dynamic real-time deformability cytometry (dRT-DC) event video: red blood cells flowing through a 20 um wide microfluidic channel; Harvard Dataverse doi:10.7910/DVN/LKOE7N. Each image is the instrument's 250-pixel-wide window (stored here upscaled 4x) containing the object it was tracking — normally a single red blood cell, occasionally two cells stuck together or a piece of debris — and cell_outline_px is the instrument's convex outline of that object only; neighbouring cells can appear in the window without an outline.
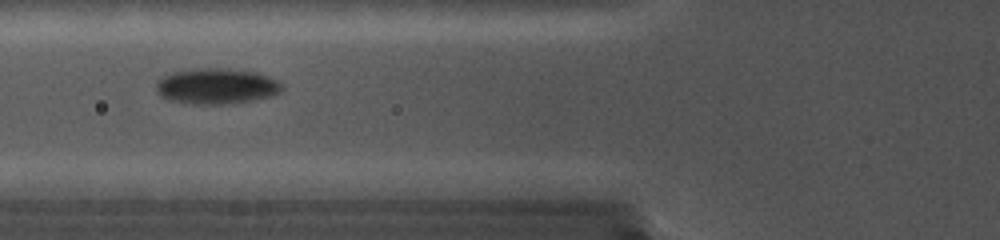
{"species": "common noctule bat (a hibernating species)", "species_latin": "Nyctalus noctula", "temperature_condition": "cold", "stored_images_in_passage": 8, "camera_frame_rate_fps": 5000, "um_per_image_px": 0.085, "animal": {"sex": "female", "body_mass_g": 19.0, "forearm_length_mm": 56.7}, "frame": {"image": 1, "passage_image": 5, "time_ms": 0.8, "image_size_px": [1000, 240], "cell_outline_px": [[284, 88], [280, 92], [268, 96], [252, 100], [220, 104], [192, 104], [172, 100], [160, 96], [156, 88], [156, 80], [160, 76], [172, 72], [204, 68], [228, 68], [256, 72], [268, 76], [276, 80]], "centroid_in_image_um": [18.36, 7.31], "position_along_channel_um": 107.4, "area_um2": 26.01}}